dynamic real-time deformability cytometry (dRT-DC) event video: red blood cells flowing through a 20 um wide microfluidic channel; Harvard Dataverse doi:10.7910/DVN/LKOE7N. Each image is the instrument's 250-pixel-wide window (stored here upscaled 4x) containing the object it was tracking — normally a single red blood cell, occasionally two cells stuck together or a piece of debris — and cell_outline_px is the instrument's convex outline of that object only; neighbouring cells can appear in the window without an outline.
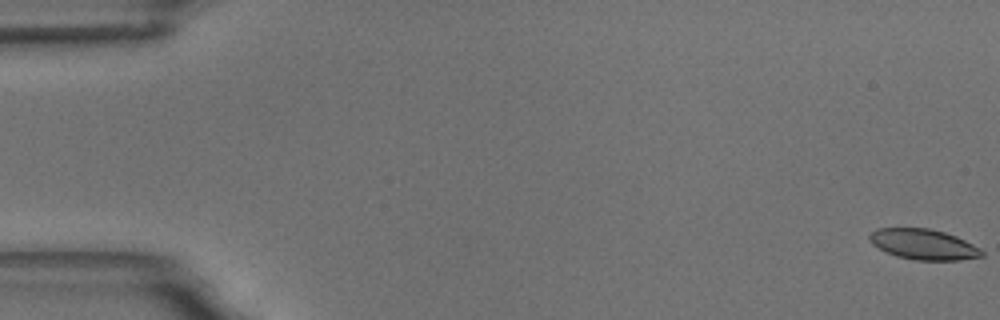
{"species": "common noctule bat (a hibernating species)", "species_latin": "Nyctalus noctula", "temperature_condition": "room temperature", "stored_images_in_passage": 58, "camera_frame_rate_fps": 3000, "um_per_image_px": 0.085, "animal": {"sex": "male", "body_mass_g": 18.8}, "frame": {"image": 1, "passage_image": 1, "time_ms": 0.0, "image_size_px": [1000, 320], "cell_outline_px": [[984, 256], [960, 260], [916, 260], [896, 256], [872, 244], [868, 240], [868, 236], [876, 228], [928, 228], [944, 232], [956, 236], [980, 248], [984, 252]], "centroid_in_image_um": [78.5, 20.77], "position_along_channel_um": 6.5, "area_um2": 19.88}}
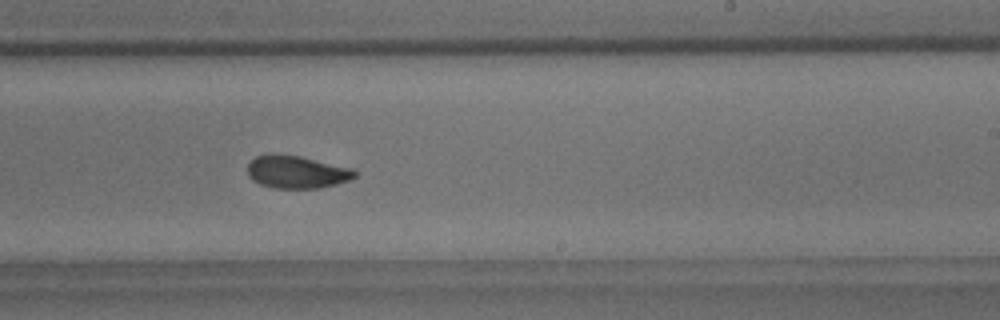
{"frame": {"image": 2, "passage_image": 36, "time_ms": 11.667, "image_size_px": [1000, 320], "cell_outline_px": [[356, 176], [348, 180], [336, 184], [320, 188], [276, 188], [260, 184], [252, 180], [248, 176], [248, 164], [256, 156], [268, 152], [272, 152], [300, 156], [352, 168], [356, 172]], "centroid_in_image_um": [25.18, 14.6], "position_along_channel_um": 263.8, "area_um2": 20.58}}
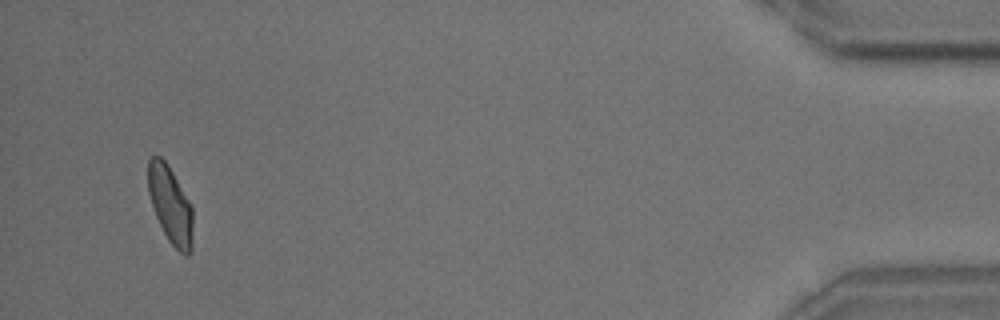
{"frame": {"image": 3, "passage_image": 56, "time_ms": 18.333, "image_size_px": [1000, 320], "cell_outline_px": [[192, 252], [188, 256], [184, 256], [168, 240], [156, 216], [148, 192], [148, 160], [152, 156], [160, 156], [168, 164], [188, 200], [192, 208]], "centroid_in_image_um": [14.48, 17.43], "position_along_channel_um": 420.7, "area_um2": 19.94}, "authors_computed_cell_mechanics": {"area_um2": 20.6924, "velocity_mm_per_s": 3.5135, "shape_relaxation_time_tau1_ms": 4.4712, "shape_relaxation_time_tau2_ms": 2.0888, "deformation_change_tau1": 0.1181, "deformation_change_tau2": 0.0752}}